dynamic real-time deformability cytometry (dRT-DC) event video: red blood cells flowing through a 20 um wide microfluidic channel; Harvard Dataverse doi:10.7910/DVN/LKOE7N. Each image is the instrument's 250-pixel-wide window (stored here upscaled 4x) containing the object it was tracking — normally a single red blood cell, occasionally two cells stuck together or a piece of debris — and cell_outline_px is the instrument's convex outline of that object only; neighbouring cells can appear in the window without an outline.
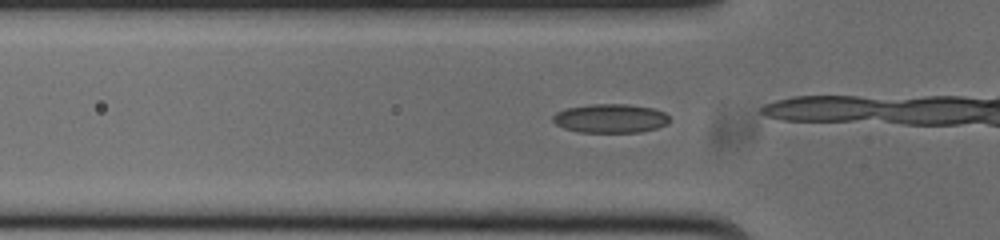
{"species": "common noctule bat (a hibernating species)", "species_latin": "Nyctalus noctula", "temperature_condition": "cold", "stored_images_in_passage": 34, "camera_frame_rate_fps": 3000, "um_per_image_px": 0.085, "animal": {"sex": "male", "body_mass_g": 20.0, "forearm_length_mm": 53.3}, "frame": {"image": 1, "passage_image": 10, "time_ms": 3.0, "image_size_px": [1000, 240], "cell_outline_px": [[668, 124], [656, 128], [640, 132], [580, 132], [564, 128], [556, 124], [552, 120], [552, 116], [556, 112], [564, 108], [592, 104], [628, 104], [652, 108], [664, 112], [668, 116]], "centroid_in_image_um": [51.86, 10.06], "position_along_channel_um": 73.9, "area_um2": 19.65}}